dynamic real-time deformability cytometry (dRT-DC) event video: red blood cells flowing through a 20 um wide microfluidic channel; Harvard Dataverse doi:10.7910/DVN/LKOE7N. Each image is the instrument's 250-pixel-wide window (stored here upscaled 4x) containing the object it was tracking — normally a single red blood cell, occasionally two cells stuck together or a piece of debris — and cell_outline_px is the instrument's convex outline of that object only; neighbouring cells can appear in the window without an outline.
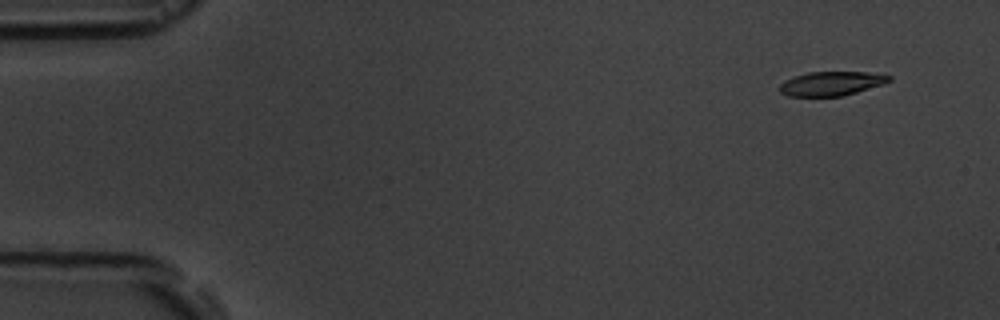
{"species": "common noctule bat (a hibernating species)", "species_latin": "Nyctalus noctula", "temperature_condition": "room temperature", "stored_images_in_passage": 6, "camera_frame_rate_fps": 3000, "um_per_image_px": 0.085, "animal": {"sex": "male", "body_mass_g": 19.5, "forearm_length_mm": 54.6}, "frame": {"image": 1, "passage_image": 1, "time_ms": 0.0, "image_size_px": [1000, 320], "cell_outline_px": [[892, 80], [884, 84], [856, 92], [840, 96], [788, 96], [780, 92], [780, 84], [784, 80], [808, 72], [868, 72], [892, 76]], "centroid_in_image_um": [70.68, 7.1], "position_along_channel_um": 14.3, "area_um2": 15.32}}
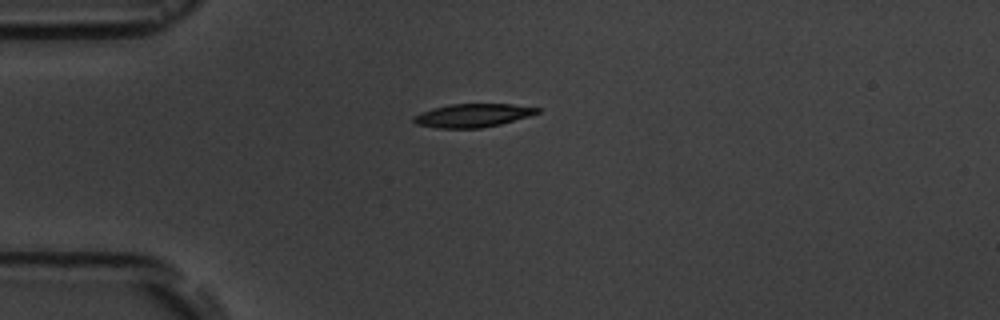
{"frame": {"image": 2, "passage_image": 4, "time_ms": 3.333, "image_size_px": [1000, 320], "cell_outline_px": [[540, 112], [528, 116], [500, 124], [480, 128], [436, 128], [416, 124], [412, 120], [412, 116], [432, 108], [448, 104], [512, 104], [540, 108]], "centroid_in_image_um": [40.14, 9.81], "position_along_channel_um": 44.9, "area_um2": 16.82}}
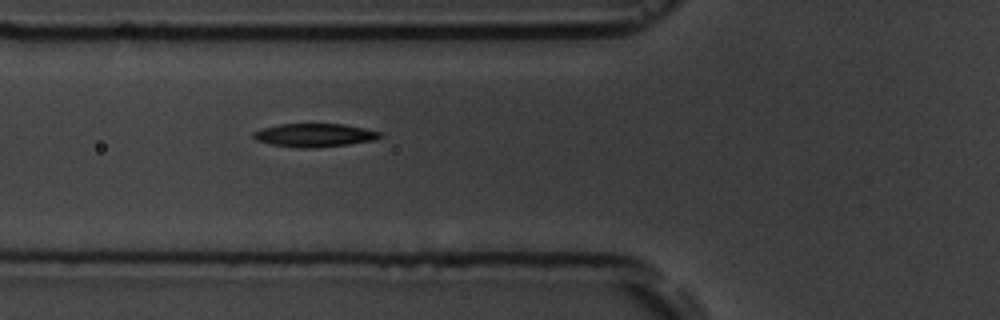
{"frame": {"image": 3, "passage_image": 6, "time_ms": 5.333, "image_size_px": [1000, 320], "cell_outline_px": [[384, 136], [372, 140], [348, 144], [316, 148], [300, 148], [272, 144], [256, 140], [252, 136], [252, 132], [264, 128], [280, 124], [344, 124], [364, 128], [380, 132]], "centroid_in_image_um": [26.73, 11.49], "position_along_channel_um": 99.1, "area_um2": 17.11}}